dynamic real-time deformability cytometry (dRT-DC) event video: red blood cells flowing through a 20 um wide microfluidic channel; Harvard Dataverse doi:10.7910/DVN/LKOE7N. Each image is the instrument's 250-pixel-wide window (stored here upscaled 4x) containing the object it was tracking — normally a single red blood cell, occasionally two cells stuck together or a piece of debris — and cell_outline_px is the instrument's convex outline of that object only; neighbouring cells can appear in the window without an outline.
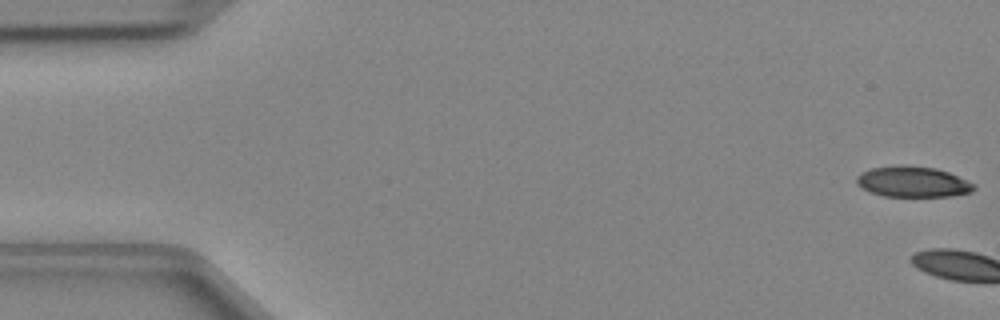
{"species": "Egyptian fruit bat (a non-hibernating species)", "species_latin": "Rousettus aegyptiacus", "temperature_condition": "cold", "stored_images_in_passage": 4, "camera_frame_rate_fps": 3000, "um_per_image_px": 0.085, "animal": {"sex": "female"}, "frame": {"image": 1, "passage_image": 1, "time_ms": 0.0, "image_size_px": [1000, 320], "cell_outline_px": [[976, 188], [972, 192], [948, 196], [884, 196], [868, 192], [856, 184], [856, 176], [872, 168], [896, 164], [908, 164], [936, 168], [948, 172], [976, 184]], "centroid_in_image_um": [77.58, 15.44], "position_along_channel_um": 7.4, "area_um2": 21.27}}